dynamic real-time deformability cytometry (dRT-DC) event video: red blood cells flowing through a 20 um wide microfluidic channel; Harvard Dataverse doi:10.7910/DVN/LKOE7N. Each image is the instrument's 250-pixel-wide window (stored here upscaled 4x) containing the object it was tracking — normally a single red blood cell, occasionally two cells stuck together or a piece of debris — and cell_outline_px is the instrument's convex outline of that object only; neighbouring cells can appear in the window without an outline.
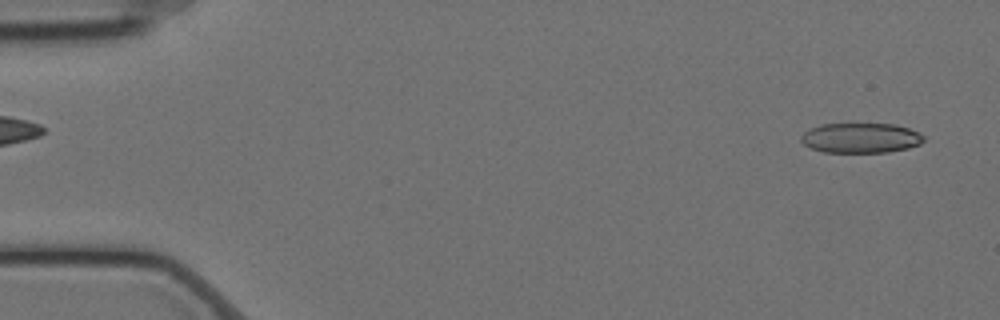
{"species": "Egyptian fruit bat (a non-hibernating species)", "species_latin": "Rousettus aegyptiacus", "temperature_condition": "cold", "stored_images_in_passage": 56, "camera_frame_rate_fps": 3000, "um_per_image_px": 0.085, "animal": {"sex": "female"}, "frame": {"image": 1, "passage_image": 2, "time_ms": 0.333, "image_size_px": [1000, 320], "cell_outline_px": [[924, 140], [920, 144], [908, 148], [888, 152], [824, 152], [812, 148], [804, 144], [800, 140], [800, 136], [808, 128], [820, 124], [896, 124], [908, 128], [924, 136]], "centroid_in_image_um": [73.13, 11.72], "position_along_channel_um": 11.9, "area_um2": 21.44}}
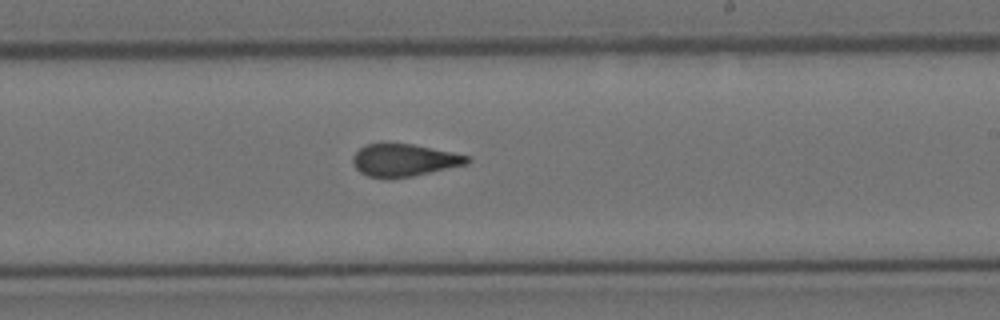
{"frame": {"image": 2, "passage_image": 33, "time_ms": 10.667, "image_size_px": [1000, 320], "cell_outline_px": [[472, 160], [468, 164], [412, 176], [368, 176], [360, 172], [352, 164], [352, 156], [364, 144], [380, 140], [388, 140], [412, 144], [452, 152], [468, 156]], "centroid_in_image_um": [34.31, 13.54], "position_along_channel_um": 254.7, "area_um2": 21.91}}
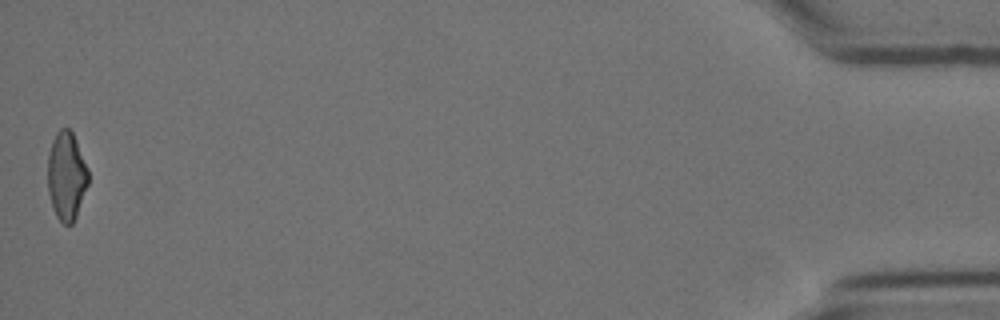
{"frame": {"image": 3, "passage_image": 56, "time_ms": 18.333, "image_size_px": [1000, 320], "cell_outline_px": [[88, 184], [76, 216], [72, 224], [64, 224], [56, 216], [52, 208], [48, 192], [48, 152], [52, 140], [56, 132], [60, 128], [68, 128], [72, 132], [76, 140], [88, 168]], "centroid_in_image_um": [5.64, 14.94], "position_along_channel_um": 429.6, "area_um2": 20.92}, "authors_computed_cell_mechanics": {"area_um2": 22.1663, "velocity_mm_per_s": 3.5207, "shape_relaxation_time_tau1_ms": null, "shape_relaxation_time_tau2_ms": 2.0886, "deformation_change_tau1": null, "deformation_change_tau2": 0.0918}}